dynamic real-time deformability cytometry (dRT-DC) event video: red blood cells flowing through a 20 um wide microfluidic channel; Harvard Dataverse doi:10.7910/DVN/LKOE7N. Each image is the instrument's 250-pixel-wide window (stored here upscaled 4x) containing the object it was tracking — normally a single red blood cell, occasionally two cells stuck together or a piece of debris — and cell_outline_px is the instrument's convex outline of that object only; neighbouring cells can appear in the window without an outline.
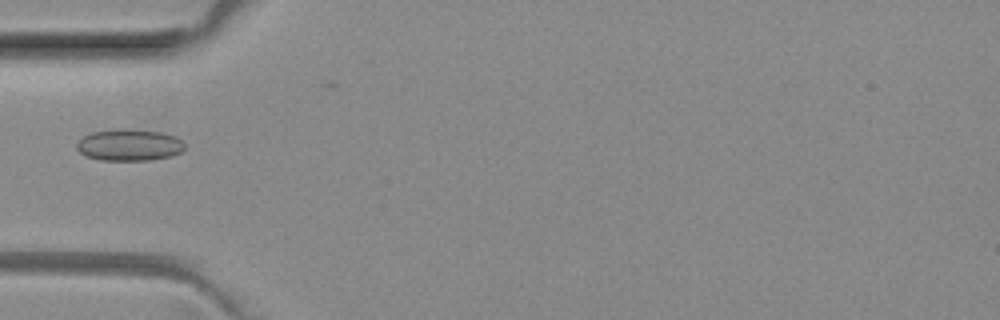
{"species": "common noctule bat (a hibernating species)", "species_latin": "Nyctalus noctula", "temperature_condition": "room temperature", "stored_images_in_passage": 5, "camera_frame_rate_fps": 3000, "um_per_image_px": 0.085, "animal": {"sex": "female", "body_mass_g": 29.2, "forearm_length_mm": 56.3}, "frame": {"image": 1, "passage_image": 4, "time_ms": 1.0, "image_size_px": [1000, 320], "cell_outline_px": [[184, 148], [180, 152], [172, 156], [148, 160], [100, 160], [88, 156], [80, 152], [76, 148], [76, 144], [84, 136], [92, 132], [160, 132], [176, 136], [184, 144]], "centroid_in_image_um": [11.01, 12.38], "position_along_channel_um": 74.0, "area_um2": 18.79}}
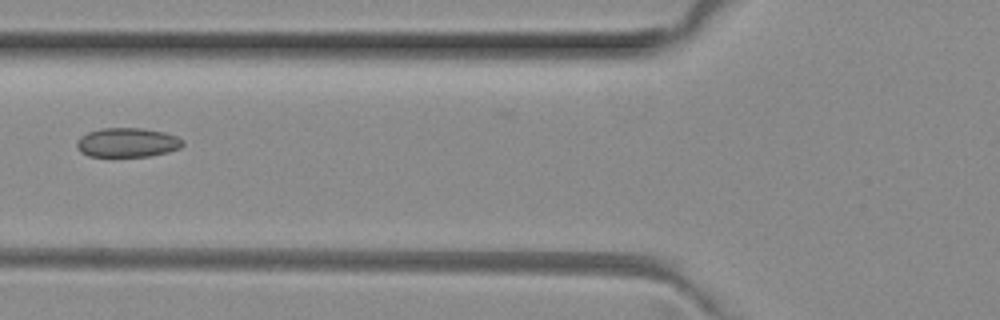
{"frame": {"image": 2, "passage_image": 5, "time_ms": 1.333, "image_size_px": [1000, 320], "cell_outline_px": [[184, 144], [180, 148], [168, 152], [148, 156], [88, 156], [80, 152], [76, 148], [76, 140], [80, 136], [88, 132], [100, 128], [144, 128], [164, 132], [176, 136], [184, 140]], "centroid_in_image_um": [10.8, 12.11], "position_along_channel_um": 115.0, "area_um2": 18.26}}